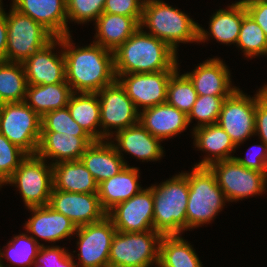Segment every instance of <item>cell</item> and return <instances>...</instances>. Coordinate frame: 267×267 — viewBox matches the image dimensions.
Instances as JSON below:
<instances>
[{
    "label": "cell",
    "instance_id": "cell-1",
    "mask_svg": "<svg viewBox=\"0 0 267 267\" xmlns=\"http://www.w3.org/2000/svg\"><path fill=\"white\" fill-rule=\"evenodd\" d=\"M65 59L66 82L74 93H97L116 81L114 54L99 44L77 47L71 34L59 37Z\"/></svg>",
    "mask_w": 267,
    "mask_h": 267
},
{
    "label": "cell",
    "instance_id": "cell-2",
    "mask_svg": "<svg viewBox=\"0 0 267 267\" xmlns=\"http://www.w3.org/2000/svg\"><path fill=\"white\" fill-rule=\"evenodd\" d=\"M116 78L128 73H153L177 70L178 57L163 40L139 28L114 52Z\"/></svg>",
    "mask_w": 267,
    "mask_h": 267
},
{
    "label": "cell",
    "instance_id": "cell-3",
    "mask_svg": "<svg viewBox=\"0 0 267 267\" xmlns=\"http://www.w3.org/2000/svg\"><path fill=\"white\" fill-rule=\"evenodd\" d=\"M198 23L162 0H144L140 27L163 40L175 53L179 43H198Z\"/></svg>",
    "mask_w": 267,
    "mask_h": 267
},
{
    "label": "cell",
    "instance_id": "cell-4",
    "mask_svg": "<svg viewBox=\"0 0 267 267\" xmlns=\"http://www.w3.org/2000/svg\"><path fill=\"white\" fill-rule=\"evenodd\" d=\"M154 201L153 228L161 235H182L186 230L188 203V172H181L151 185Z\"/></svg>",
    "mask_w": 267,
    "mask_h": 267
},
{
    "label": "cell",
    "instance_id": "cell-5",
    "mask_svg": "<svg viewBox=\"0 0 267 267\" xmlns=\"http://www.w3.org/2000/svg\"><path fill=\"white\" fill-rule=\"evenodd\" d=\"M188 185L186 231L209 224L228 202L209 167H192Z\"/></svg>",
    "mask_w": 267,
    "mask_h": 267
},
{
    "label": "cell",
    "instance_id": "cell-6",
    "mask_svg": "<svg viewBox=\"0 0 267 267\" xmlns=\"http://www.w3.org/2000/svg\"><path fill=\"white\" fill-rule=\"evenodd\" d=\"M162 235L155 230L120 232L113 236L109 267H150L159 263Z\"/></svg>",
    "mask_w": 267,
    "mask_h": 267
},
{
    "label": "cell",
    "instance_id": "cell-7",
    "mask_svg": "<svg viewBox=\"0 0 267 267\" xmlns=\"http://www.w3.org/2000/svg\"><path fill=\"white\" fill-rule=\"evenodd\" d=\"M5 12L8 30L6 61L23 63L30 56L35 55L55 36L42 24L10 7Z\"/></svg>",
    "mask_w": 267,
    "mask_h": 267
},
{
    "label": "cell",
    "instance_id": "cell-8",
    "mask_svg": "<svg viewBox=\"0 0 267 267\" xmlns=\"http://www.w3.org/2000/svg\"><path fill=\"white\" fill-rule=\"evenodd\" d=\"M0 133L28 155H36L41 117L25 102L0 104Z\"/></svg>",
    "mask_w": 267,
    "mask_h": 267
},
{
    "label": "cell",
    "instance_id": "cell-9",
    "mask_svg": "<svg viewBox=\"0 0 267 267\" xmlns=\"http://www.w3.org/2000/svg\"><path fill=\"white\" fill-rule=\"evenodd\" d=\"M37 155H28L16 169L6 184L15 185L25 206L48 205L53 189L52 164Z\"/></svg>",
    "mask_w": 267,
    "mask_h": 267
},
{
    "label": "cell",
    "instance_id": "cell-10",
    "mask_svg": "<svg viewBox=\"0 0 267 267\" xmlns=\"http://www.w3.org/2000/svg\"><path fill=\"white\" fill-rule=\"evenodd\" d=\"M267 91V86L251 97L238 88L223 102L217 124L225 130L237 146L255 135L256 102Z\"/></svg>",
    "mask_w": 267,
    "mask_h": 267
},
{
    "label": "cell",
    "instance_id": "cell-11",
    "mask_svg": "<svg viewBox=\"0 0 267 267\" xmlns=\"http://www.w3.org/2000/svg\"><path fill=\"white\" fill-rule=\"evenodd\" d=\"M209 168L228 202H236L267 192V175L245 168L235 158L215 162Z\"/></svg>",
    "mask_w": 267,
    "mask_h": 267
},
{
    "label": "cell",
    "instance_id": "cell-12",
    "mask_svg": "<svg viewBox=\"0 0 267 267\" xmlns=\"http://www.w3.org/2000/svg\"><path fill=\"white\" fill-rule=\"evenodd\" d=\"M97 95L100 103L101 141L112 139L113 132L139 122V111L117 80L98 91ZM112 128L116 131H112Z\"/></svg>",
    "mask_w": 267,
    "mask_h": 267
},
{
    "label": "cell",
    "instance_id": "cell-13",
    "mask_svg": "<svg viewBox=\"0 0 267 267\" xmlns=\"http://www.w3.org/2000/svg\"><path fill=\"white\" fill-rule=\"evenodd\" d=\"M116 232L107 216L99 222L77 227V267H109L110 248Z\"/></svg>",
    "mask_w": 267,
    "mask_h": 267
},
{
    "label": "cell",
    "instance_id": "cell-14",
    "mask_svg": "<svg viewBox=\"0 0 267 267\" xmlns=\"http://www.w3.org/2000/svg\"><path fill=\"white\" fill-rule=\"evenodd\" d=\"M175 71L121 74L116 80L140 112L141 108L143 110L167 102V85Z\"/></svg>",
    "mask_w": 267,
    "mask_h": 267
},
{
    "label": "cell",
    "instance_id": "cell-15",
    "mask_svg": "<svg viewBox=\"0 0 267 267\" xmlns=\"http://www.w3.org/2000/svg\"><path fill=\"white\" fill-rule=\"evenodd\" d=\"M154 201L151 187L141 189L127 201L118 203L107 217L120 232H143L153 228Z\"/></svg>",
    "mask_w": 267,
    "mask_h": 267
},
{
    "label": "cell",
    "instance_id": "cell-16",
    "mask_svg": "<svg viewBox=\"0 0 267 267\" xmlns=\"http://www.w3.org/2000/svg\"><path fill=\"white\" fill-rule=\"evenodd\" d=\"M48 206L69 218L77 227L99 222L107 216L98 193L64 192L53 188Z\"/></svg>",
    "mask_w": 267,
    "mask_h": 267
},
{
    "label": "cell",
    "instance_id": "cell-17",
    "mask_svg": "<svg viewBox=\"0 0 267 267\" xmlns=\"http://www.w3.org/2000/svg\"><path fill=\"white\" fill-rule=\"evenodd\" d=\"M56 45H59V37H55L22 63L28 85L58 84L66 81L63 50L58 52L59 55L53 53Z\"/></svg>",
    "mask_w": 267,
    "mask_h": 267
},
{
    "label": "cell",
    "instance_id": "cell-18",
    "mask_svg": "<svg viewBox=\"0 0 267 267\" xmlns=\"http://www.w3.org/2000/svg\"><path fill=\"white\" fill-rule=\"evenodd\" d=\"M27 209L32 212V217L24 224L25 230L39 244V238L49 243H55L75 235L77 226L69 218L54 211L48 205Z\"/></svg>",
    "mask_w": 267,
    "mask_h": 267
},
{
    "label": "cell",
    "instance_id": "cell-19",
    "mask_svg": "<svg viewBox=\"0 0 267 267\" xmlns=\"http://www.w3.org/2000/svg\"><path fill=\"white\" fill-rule=\"evenodd\" d=\"M113 135L115 137L110 141L117 152L122 154L123 160L124 151L142 162L158 161L163 157L161 140L151 135L139 122Z\"/></svg>",
    "mask_w": 267,
    "mask_h": 267
},
{
    "label": "cell",
    "instance_id": "cell-20",
    "mask_svg": "<svg viewBox=\"0 0 267 267\" xmlns=\"http://www.w3.org/2000/svg\"><path fill=\"white\" fill-rule=\"evenodd\" d=\"M11 6L42 24L55 37L70 34L66 0H12Z\"/></svg>",
    "mask_w": 267,
    "mask_h": 267
},
{
    "label": "cell",
    "instance_id": "cell-21",
    "mask_svg": "<svg viewBox=\"0 0 267 267\" xmlns=\"http://www.w3.org/2000/svg\"><path fill=\"white\" fill-rule=\"evenodd\" d=\"M94 142L90 136H75L60 132H41L36 155L52 160V165L62 161H77Z\"/></svg>",
    "mask_w": 267,
    "mask_h": 267
},
{
    "label": "cell",
    "instance_id": "cell-22",
    "mask_svg": "<svg viewBox=\"0 0 267 267\" xmlns=\"http://www.w3.org/2000/svg\"><path fill=\"white\" fill-rule=\"evenodd\" d=\"M220 58H209L185 73L198 95L231 96L238 88L232 86L228 67Z\"/></svg>",
    "mask_w": 267,
    "mask_h": 267
},
{
    "label": "cell",
    "instance_id": "cell-23",
    "mask_svg": "<svg viewBox=\"0 0 267 267\" xmlns=\"http://www.w3.org/2000/svg\"><path fill=\"white\" fill-rule=\"evenodd\" d=\"M141 111L139 123L161 141L182 133L189 125L187 115L167 102Z\"/></svg>",
    "mask_w": 267,
    "mask_h": 267
},
{
    "label": "cell",
    "instance_id": "cell-24",
    "mask_svg": "<svg viewBox=\"0 0 267 267\" xmlns=\"http://www.w3.org/2000/svg\"><path fill=\"white\" fill-rule=\"evenodd\" d=\"M192 134L194 136L195 148L205 151L208 154L194 166L209 167L215 162L235 157L231 154L235 152L237 146L218 124L193 128Z\"/></svg>",
    "mask_w": 267,
    "mask_h": 267
},
{
    "label": "cell",
    "instance_id": "cell-25",
    "mask_svg": "<svg viewBox=\"0 0 267 267\" xmlns=\"http://www.w3.org/2000/svg\"><path fill=\"white\" fill-rule=\"evenodd\" d=\"M80 160L98 185L118 174L125 166H129L110 140L94 141L82 154Z\"/></svg>",
    "mask_w": 267,
    "mask_h": 267
},
{
    "label": "cell",
    "instance_id": "cell-26",
    "mask_svg": "<svg viewBox=\"0 0 267 267\" xmlns=\"http://www.w3.org/2000/svg\"><path fill=\"white\" fill-rule=\"evenodd\" d=\"M246 14L245 6L238 3H232L226 9H219L210 17V33L198 25V43H205L210 39L209 36H212L221 44H237L240 27Z\"/></svg>",
    "mask_w": 267,
    "mask_h": 267
},
{
    "label": "cell",
    "instance_id": "cell-27",
    "mask_svg": "<svg viewBox=\"0 0 267 267\" xmlns=\"http://www.w3.org/2000/svg\"><path fill=\"white\" fill-rule=\"evenodd\" d=\"M141 19L103 12L94 23L96 35L93 42L114 52L140 28Z\"/></svg>",
    "mask_w": 267,
    "mask_h": 267
},
{
    "label": "cell",
    "instance_id": "cell-28",
    "mask_svg": "<svg viewBox=\"0 0 267 267\" xmlns=\"http://www.w3.org/2000/svg\"><path fill=\"white\" fill-rule=\"evenodd\" d=\"M139 173L137 167L125 166L118 174L98 185V197L106 212L132 198L143 188L138 183Z\"/></svg>",
    "mask_w": 267,
    "mask_h": 267
},
{
    "label": "cell",
    "instance_id": "cell-29",
    "mask_svg": "<svg viewBox=\"0 0 267 267\" xmlns=\"http://www.w3.org/2000/svg\"><path fill=\"white\" fill-rule=\"evenodd\" d=\"M53 188L64 192L98 193V183L81 160L52 165Z\"/></svg>",
    "mask_w": 267,
    "mask_h": 267
},
{
    "label": "cell",
    "instance_id": "cell-30",
    "mask_svg": "<svg viewBox=\"0 0 267 267\" xmlns=\"http://www.w3.org/2000/svg\"><path fill=\"white\" fill-rule=\"evenodd\" d=\"M72 93L66 81L58 84L28 85L24 102L42 117L47 112L66 107Z\"/></svg>",
    "mask_w": 267,
    "mask_h": 267
},
{
    "label": "cell",
    "instance_id": "cell-31",
    "mask_svg": "<svg viewBox=\"0 0 267 267\" xmlns=\"http://www.w3.org/2000/svg\"><path fill=\"white\" fill-rule=\"evenodd\" d=\"M67 107L73 120L94 141H101L100 103L97 93L73 92L69 98Z\"/></svg>",
    "mask_w": 267,
    "mask_h": 267
},
{
    "label": "cell",
    "instance_id": "cell-32",
    "mask_svg": "<svg viewBox=\"0 0 267 267\" xmlns=\"http://www.w3.org/2000/svg\"><path fill=\"white\" fill-rule=\"evenodd\" d=\"M194 248L181 235H162L157 267H203Z\"/></svg>",
    "mask_w": 267,
    "mask_h": 267
},
{
    "label": "cell",
    "instance_id": "cell-33",
    "mask_svg": "<svg viewBox=\"0 0 267 267\" xmlns=\"http://www.w3.org/2000/svg\"><path fill=\"white\" fill-rule=\"evenodd\" d=\"M27 87L22 63L0 61V104L24 102Z\"/></svg>",
    "mask_w": 267,
    "mask_h": 267
},
{
    "label": "cell",
    "instance_id": "cell-34",
    "mask_svg": "<svg viewBox=\"0 0 267 267\" xmlns=\"http://www.w3.org/2000/svg\"><path fill=\"white\" fill-rule=\"evenodd\" d=\"M33 237L26 233H21L13 237L11 241L0 249V262L7 259L13 265L30 267L37 261L38 251L41 247ZM5 253V254H4Z\"/></svg>",
    "mask_w": 267,
    "mask_h": 267
},
{
    "label": "cell",
    "instance_id": "cell-35",
    "mask_svg": "<svg viewBox=\"0 0 267 267\" xmlns=\"http://www.w3.org/2000/svg\"><path fill=\"white\" fill-rule=\"evenodd\" d=\"M178 70L172 74L168 82L167 103L188 115L198 94L189 77L185 73L180 75Z\"/></svg>",
    "mask_w": 267,
    "mask_h": 267
},
{
    "label": "cell",
    "instance_id": "cell-36",
    "mask_svg": "<svg viewBox=\"0 0 267 267\" xmlns=\"http://www.w3.org/2000/svg\"><path fill=\"white\" fill-rule=\"evenodd\" d=\"M236 46L244 52L247 58L267 55V38L263 30L248 14L243 17Z\"/></svg>",
    "mask_w": 267,
    "mask_h": 267
},
{
    "label": "cell",
    "instance_id": "cell-37",
    "mask_svg": "<svg viewBox=\"0 0 267 267\" xmlns=\"http://www.w3.org/2000/svg\"><path fill=\"white\" fill-rule=\"evenodd\" d=\"M229 96L198 95L194 106L187 115L188 124L195 119L198 123L194 128L217 124L223 102Z\"/></svg>",
    "mask_w": 267,
    "mask_h": 267
},
{
    "label": "cell",
    "instance_id": "cell-38",
    "mask_svg": "<svg viewBox=\"0 0 267 267\" xmlns=\"http://www.w3.org/2000/svg\"><path fill=\"white\" fill-rule=\"evenodd\" d=\"M41 132H60L89 136L86 131L73 120L68 107L47 112L41 117Z\"/></svg>",
    "mask_w": 267,
    "mask_h": 267
},
{
    "label": "cell",
    "instance_id": "cell-39",
    "mask_svg": "<svg viewBox=\"0 0 267 267\" xmlns=\"http://www.w3.org/2000/svg\"><path fill=\"white\" fill-rule=\"evenodd\" d=\"M106 0H66L68 20L85 24L103 13Z\"/></svg>",
    "mask_w": 267,
    "mask_h": 267
},
{
    "label": "cell",
    "instance_id": "cell-40",
    "mask_svg": "<svg viewBox=\"0 0 267 267\" xmlns=\"http://www.w3.org/2000/svg\"><path fill=\"white\" fill-rule=\"evenodd\" d=\"M28 156L0 133V177L6 182Z\"/></svg>",
    "mask_w": 267,
    "mask_h": 267
},
{
    "label": "cell",
    "instance_id": "cell-41",
    "mask_svg": "<svg viewBox=\"0 0 267 267\" xmlns=\"http://www.w3.org/2000/svg\"><path fill=\"white\" fill-rule=\"evenodd\" d=\"M73 254L60 246L41 245L35 267H77ZM74 260V261H73Z\"/></svg>",
    "mask_w": 267,
    "mask_h": 267
},
{
    "label": "cell",
    "instance_id": "cell-42",
    "mask_svg": "<svg viewBox=\"0 0 267 267\" xmlns=\"http://www.w3.org/2000/svg\"><path fill=\"white\" fill-rule=\"evenodd\" d=\"M144 0H106L104 13L142 17Z\"/></svg>",
    "mask_w": 267,
    "mask_h": 267
},
{
    "label": "cell",
    "instance_id": "cell-43",
    "mask_svg": "<svg viewBox=\"0 0 267 267\" xmlns=\"http://www.w3.org/2000/svg\"><path fill=\"white\" fill-rule=\"evenodd\" d=\"M260 142V145L255 144L254 146L252 145L251 148L247 149L248 151L245 157L242 158L235 156L234 158L240 165H243L245 168L263 172L267 175V145L262 141ZM254 148L259 149L255 150ZM252 149L255 150L254 155H251L250 153ZM253 150L252 152H254Z\"/></svg>",
    "mask_w": 267,
    "mask_h": 267
},
{
    "label": "cell",
    "instance_id": "cell-44",
    "mask_svg": "<svg viewBox=\"0 0 267 267\" xmlns=\"http://www.w3.org/2000/svg\"><path fill=\"white\" fill-rule=\"evenodd\" d=\"M267 145V91L256 102L255 135Z\"/></svg>",
    "mask_w": 267,
    "mask_h": 267
},
{
    "label": "cell",
    "instance_id": "cell-45",
    "mask_svg": "<svg viewBox=\"0 0 267 267\" xmlns=\"http://www.w3.org/2000/svg\"><path fill=\"white\" fill-rule=\"evenodd\" d=\"M244 6L247 14L259 25L267 38V0H255Z\"/></svg>",
    "mask_w": 267,
    "mask_h": 267
},
{
    "label": "cell",
    "instance_id": "cell-46",
    "mask_svg": "<svg viewBox=\"0 0 267 267\" xmlns=\"http://www.w3.org/2000/svg\"><path fill=\"white\" fill-rule=\"evenodd\" d=\"M8 40V30L5 18V10L0 14V61H6V48Z\"/></svg>",
    "mask_w": 267,
    "mask_h": 267
},
{
    "label": "cell",
    "instance_id": "cell-47",
    "mask_svg": "<svg viewBox=\"0 0 267 267\" xmlns=\"http://www.w3.org/2000/svg\"><path fill=\"white\" fill-rule=\"evenodd\" d=\"M252 1H255V0H239V1H235V3L246 5L247 3H250Z\"/></svg>",
    "mask_w": 267,
    "mask_h": 267
},
{
    "label": "cell",
    "instance_id": "cell-48",
    "mask_svg": "<svg viewBox=\"0 0 267 267\" xmlns=\"http://www.w3.org/2000/svg\"><path fill=\"white\" fill-rule=\"evenodd\" d=\"M6 184V182L0 177V188L2 187V185Z\"/></svg>",
    "mask_w": 267,
    "mask_h": 267
},
{
    "label": "cell",
    "instance_id": "cell-49",
    "mask_svg": "<svg viewBox=\"0 0 267 267\" xmlns=\"http://www.w3.org/2000/svg\"><path fill=\"white\" fill-rule=\"evenodd\" d=\"M2 0H0V14L3 13Z\"/></svg>",
    "mask_w": 267,
    "mask_h": 267
},
{
    "label": "cell",
    "instance_id": "cell-50",
    "mask_svg": "<svg viewBox=\"0 0 267 267\" xmlns=\"http://www.w3.org/2000/svg\"><path fill=\"white\" fill-rule=\"evenodd\" d=\"M6 265L3 264V262H0V267H5Z\"/></svg>",
    "mask_w": 267,
    "mask_h": 267
}]
</instances>
